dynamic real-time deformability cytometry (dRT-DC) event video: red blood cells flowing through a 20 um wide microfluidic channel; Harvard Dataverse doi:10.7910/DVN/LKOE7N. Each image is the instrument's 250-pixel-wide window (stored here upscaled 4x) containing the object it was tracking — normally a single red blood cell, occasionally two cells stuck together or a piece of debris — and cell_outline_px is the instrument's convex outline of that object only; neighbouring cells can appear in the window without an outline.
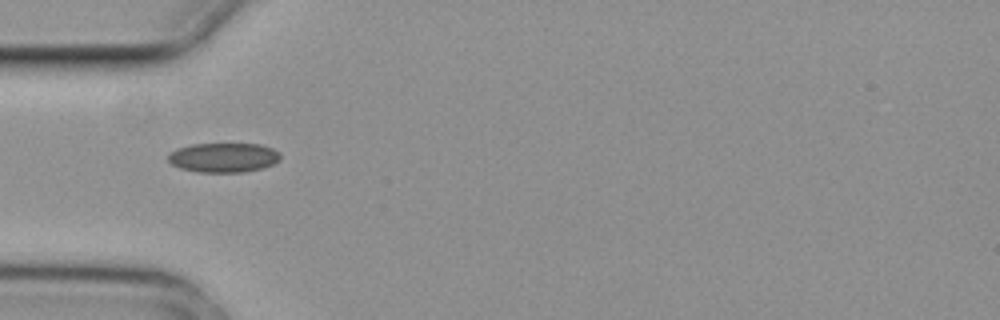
{"species": "common noctule bat (a hibernating species)", "species_latin": "Nyctalus noctula", "temperature_condition": "cold", "stored_images_in_passage": 2, "camera_frame_rate_fps": 3000, "um_per_image_px": 0.085, "animal": {"sex": "female", "body_mass_g": 29.2, "forearm_length_mm": 56.3}, "frame": {"image": 1, "passage_image": 1, "time_ms": 0.0, "image_size_px": [1000, 320], "cell_outline_px": [[280, 160], [264, 168], [244, 172], [196, 172], [180, 168], [172, 164], [168, 160], [168, 152], [176, 148], [192, 144], [260, 144], [272, 148], [280, 152]], "centroid_in_image_um": [18.99, 13.39], "position_along_channel_um": 66.0, "area_um2": 19.48}}
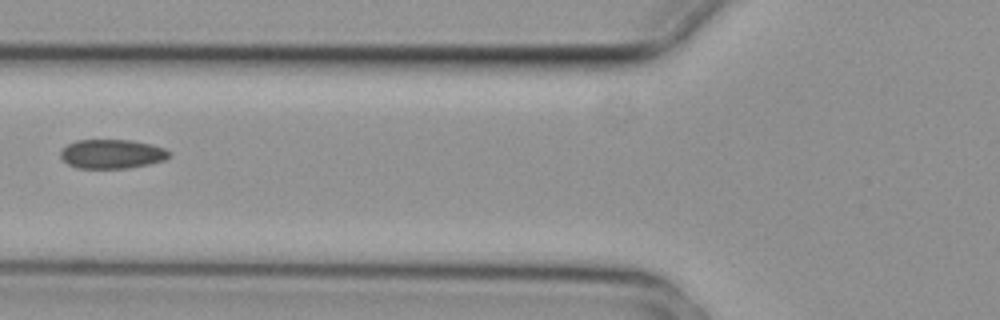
{"frame": {"image": 2, "passage_image": 2, "time_ms": 0.333, "image_size_px": [1000, 320], "cell_outline_px": [[168, 156], [164, 160], [148, 164], [128, 168], [76, 168], [68, 164], [60, 156], [60, 152], [68, 144], [76, 140], [128, 140], [152, 144], [164, 148], [168, 152]], "centroid_in_image_um": [9.48, 13.08], "position_along_channel_um": 116.3, "area_um2": 18.26}}